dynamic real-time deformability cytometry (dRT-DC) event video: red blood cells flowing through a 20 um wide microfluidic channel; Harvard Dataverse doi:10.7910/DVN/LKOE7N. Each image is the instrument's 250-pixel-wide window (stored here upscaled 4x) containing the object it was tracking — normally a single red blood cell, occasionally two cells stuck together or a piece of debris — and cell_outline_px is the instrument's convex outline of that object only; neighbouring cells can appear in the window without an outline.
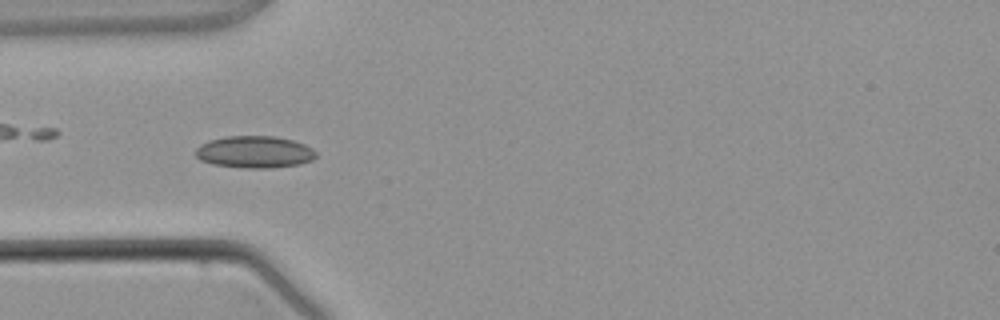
{"species": "common noctule bat (a hibernating species)", "species_latin": "Nyctalus noctula", "temperature_condition": "warm", "stored_images_in_passage": 4, "camera_frame_rate_fps": 3000, "um_per_image_px": 0.085, "animal": {"sex": "male", "body_mass_g": 21.5, "forearm_length_mm": 52.0}, "frame": {"image": 1, "passage_image": 3, "time_ms": 2.333, "image_size_px": [1000, 320], "cell_outline_px": [[316, 156], [312, 160], [300, 164], [268, 168], [248, 168], [212, 164], [200, 160], [196, 156], [196, 148], [200, 144], [208, 140], [224, 136], [276, 136], [292, 140], [304, 144], [312, 148], [316, 152]], "centroid_in_image_um": [21.62, 12.91], "position_along_channel_um": 63.4, "area_um2": 22.54}}
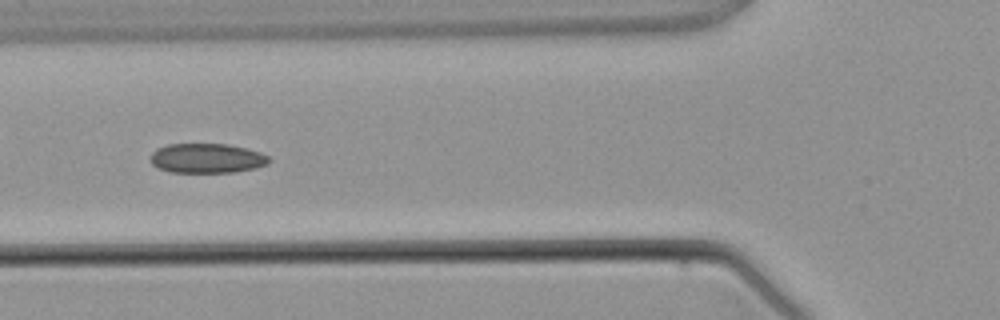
{"frame": {"image": 2, "passage_image": 4, "time_ms": 3.333, "image_size_px": [1000, 320], "cell_outline_px": [[272, 160], [268, 164], [256, 168], [232, 172], [172, 172], [156, 168], [152, 164], [152, 152], [156, 148], [168, 144], [228, 144], [260, 152], [268, 156]], "centroid_in_image_um": [17.59, 13.45], "position_along_channel_um": 108.2, "area_um2": 20.46}}